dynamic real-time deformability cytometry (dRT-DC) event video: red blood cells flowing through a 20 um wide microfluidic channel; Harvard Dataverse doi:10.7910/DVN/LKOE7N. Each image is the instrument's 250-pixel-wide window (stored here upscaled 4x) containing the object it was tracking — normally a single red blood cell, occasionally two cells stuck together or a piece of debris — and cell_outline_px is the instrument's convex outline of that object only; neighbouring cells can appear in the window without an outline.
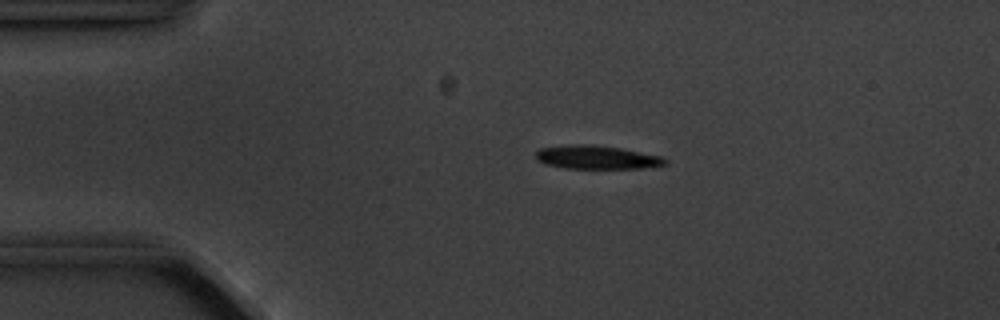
{"species": "common noctule bat (a hibernating species)", "species_latin": "Nyctalus noctula", "temperature_condition": "cold", "stored_images_in_passage": 4, "camera_frame_rate_fps": 3000, "um_per_image_px": 0.085, "animal": {"sex": "male", "body_mass_g": 20.1, "forearm_length_mm": 53.5}, "frame": {"image": 1, "passage_image": 3, "time_ms": 3.0, "image_size_px": [1000, 320], "cell_outline_px": [[668, 164], [640, 168], [564, 168], [544, 164], [536, 160], [536, 152], [540, 148], [564, 144], [584, 144], [620, 148], [660, 156], [668, 160]], "centroid_in_image_um": [50.66, 13.37], "position_along_channel_um": 34.3, "area_um2": 17.69}}